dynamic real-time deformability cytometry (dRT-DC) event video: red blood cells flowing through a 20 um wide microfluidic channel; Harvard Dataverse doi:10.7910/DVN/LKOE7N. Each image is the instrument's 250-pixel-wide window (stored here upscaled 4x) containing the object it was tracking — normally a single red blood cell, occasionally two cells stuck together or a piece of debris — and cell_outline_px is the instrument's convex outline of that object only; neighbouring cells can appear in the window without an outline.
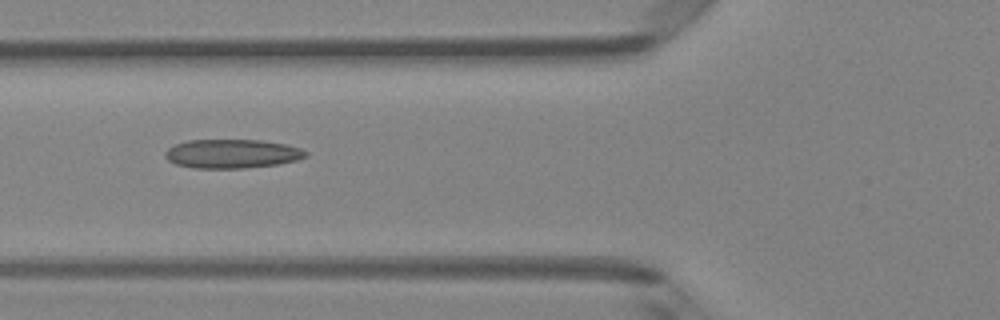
{"species": "Egyptian fruit bat (a non-hibernating species)", "species_latin": "Rousettus aegyptiacus", "temperature_condition": "room temperature", "stored_images_in_passage": 6, "camera_frame_rate_fps": 3000, "um_per_image_px": 0.085, "animal": {"sex": "female"}, "frame": {"image": 1, "passage_image": 6, "time_ms": 1.667, "image_size_px": [1000, 320], "cell_outline_px": [[308, 156], [296, 160], [276, 164], [244, 168], [192, 168], [176, 164], [168, 160], [164, 156], [164, 152], [168, 148], [176, 144], [188, 140], [260, 140], [284, 144], [300, 148], [308, 152]], "centroid_in_image_um": [19.7, 13.07], "position_along_channel_um": 106.1, "area_um2": 23.64}}